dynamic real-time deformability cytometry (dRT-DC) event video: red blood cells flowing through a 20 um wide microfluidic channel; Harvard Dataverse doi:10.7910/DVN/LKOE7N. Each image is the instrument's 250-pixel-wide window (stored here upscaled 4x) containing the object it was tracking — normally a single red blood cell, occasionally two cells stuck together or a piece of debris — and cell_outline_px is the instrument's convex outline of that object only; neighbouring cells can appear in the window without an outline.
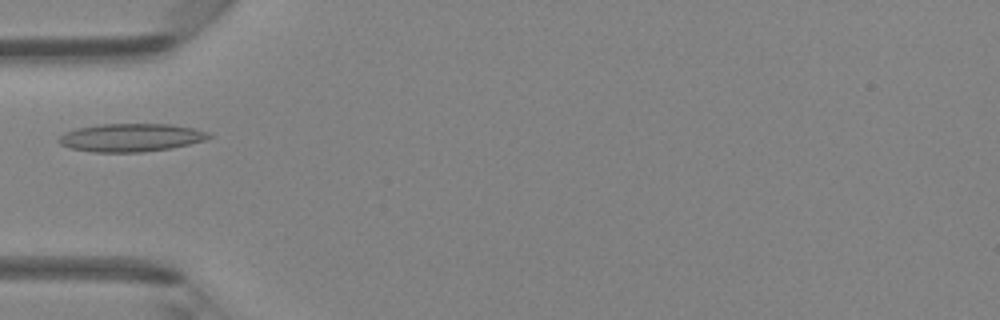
{"species": "Egyptian fruit bat (a non-hibernating species)", "species_latin": "Rousettus aegyptiacus", "temperature_condition": "room temperature", "stored_images_in_passage": 32, "camera_frame_rate_fps": 3000, "um_per_image_px": 0.085, "animal": {"sex": "female"}, "frame": {"image": 1, "passage_image": 1, "time_ms": 0.0, "image_size_px": [1000, 320], "cell_outline_px": [[212, 136], [204, 140], [172, 148], [144, 152], [92, 152], [72, 148], [60, 144], [56, 140], [64, 132], [76, 128], [100, 124], [172, 124], [192, 128], [208, 132]], "centroid_in_image_um": [11.1, 11.69], "position_along_channel_um": 73.9, "area_um2": 24.57}}
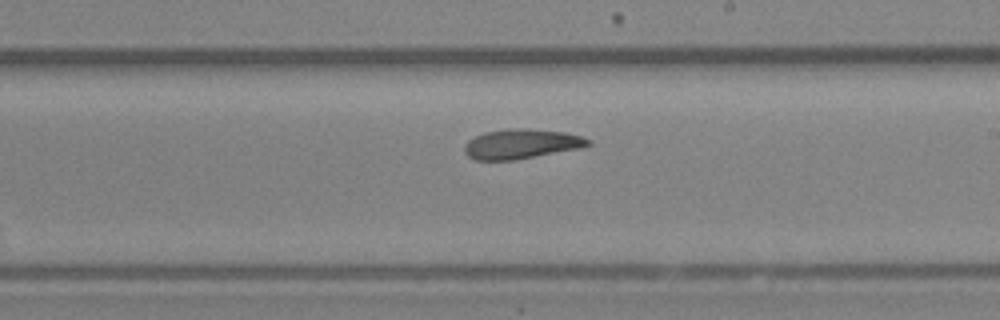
{"frame": {"image": 2, "passage_image": 13, "time_ms": 4.0, "image_size_px": [1000, 320], "cell_outline_px": [[592, 144], [580, 148], [512, 160], [476, 160], [468, 156], [464, 152], [464, 148], [468, 140], [484, 132], [508, 128], [528, 128], [564, 132], [580, 136], [592, 140]], "centroid_in_image_um": [44.31, 12.22], "position_along_channel_um": 244.7, "area_um2": 21.33}}
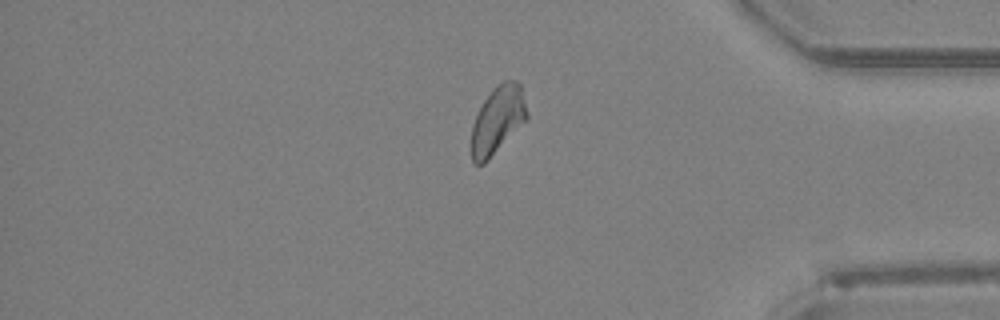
{"frame": {"image": 3, "passage_image": 25, "time_ms": 8.0, "image_size_px": [1000, 320], "cell_outline_px": [[528, 116], [488, 160], [484, 164], [476, 164], [472, 160], [472, 124], [484, 100], [492, 88], [496, 84], [504, 80], [516, 80], [520, 84]], "centroid_in_image_um": [42.28, 10.16], "position_along_channel_um": 392.9, "area_um2": 21.27}}